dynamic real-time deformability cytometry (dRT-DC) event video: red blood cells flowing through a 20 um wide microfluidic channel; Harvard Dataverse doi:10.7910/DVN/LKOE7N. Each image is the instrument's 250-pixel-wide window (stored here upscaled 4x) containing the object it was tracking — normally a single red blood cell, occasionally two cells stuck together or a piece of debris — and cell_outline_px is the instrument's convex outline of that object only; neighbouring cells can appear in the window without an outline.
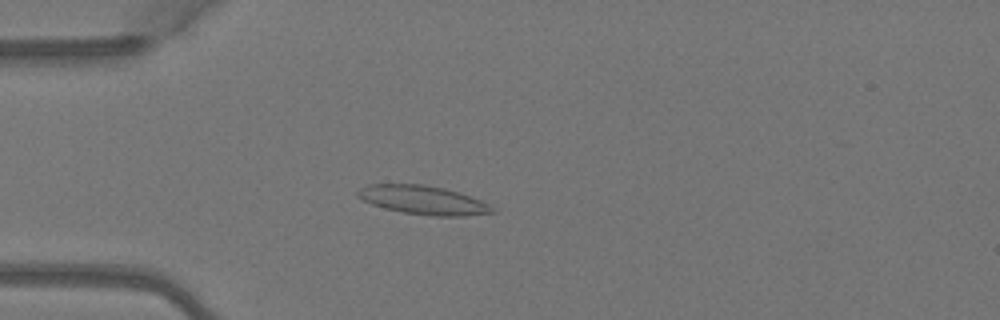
{"species": "Egyptian fruit bat (a non-hibernating species)", "species_latin": "Rousettus aegyptiacus", "temperature_condition": "warm", "stored_images_in_passage": 5, "camera_frame_rate_fps": 3000, "um_per_image_px": 0.085, "animal": {"sex": "female"}, "frame": {"image": 1, "passage_image": 4, "time_ms": 1.0, "image_size_px": [1000, 320], "cell_outline_px": [[496, 212], [464, 216], [432, 216], [404, 212], [384, 208], [372, 204], [356, 196], [356, 192], [360, 188], [368, 184], [424, 184], [444, 188], [460, 192], [472, 196], [496, 208]], "centroid_in_image_um": [35.99, 17.0], "position_along_channel_um": 49.0, "area_um2": 22.66}}